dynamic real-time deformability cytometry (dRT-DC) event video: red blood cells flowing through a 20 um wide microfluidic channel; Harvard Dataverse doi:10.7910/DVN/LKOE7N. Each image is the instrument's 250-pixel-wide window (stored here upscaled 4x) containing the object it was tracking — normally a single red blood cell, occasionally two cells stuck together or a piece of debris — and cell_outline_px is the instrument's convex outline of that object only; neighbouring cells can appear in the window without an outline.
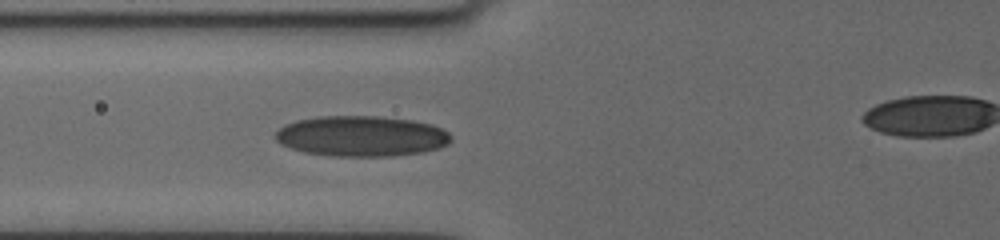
{"species": "human", "species_latin": "Homo sapiens", "temperature_condition": "cold", "stored_images_in_passage": 11, "segment_of_instrument_passage": [1, 2], "camera_frame_rate_fps": 3000, "um_per_image_px": 0.085, "donor": {"sex": "female"}, "frame": {"image": 1, "passage_image": 10, "time_ms": 8.333, "image_size_px": [1000, 240], "cell_outline_px": [[452, 140], [448, 144], [436, 148], [420, 152], [392, 156], [332, 156], [304, 152], [280, 144], [272, 136], [284, 124], [296, 120], [320, 116], [376, 116], [412, 120], [432, 124], [448, 132], [452, 136]], "centroid_in_image_um": [30.69, 11.56], "position_along_channel_um": 95.1, "area_um2": 41.56}}